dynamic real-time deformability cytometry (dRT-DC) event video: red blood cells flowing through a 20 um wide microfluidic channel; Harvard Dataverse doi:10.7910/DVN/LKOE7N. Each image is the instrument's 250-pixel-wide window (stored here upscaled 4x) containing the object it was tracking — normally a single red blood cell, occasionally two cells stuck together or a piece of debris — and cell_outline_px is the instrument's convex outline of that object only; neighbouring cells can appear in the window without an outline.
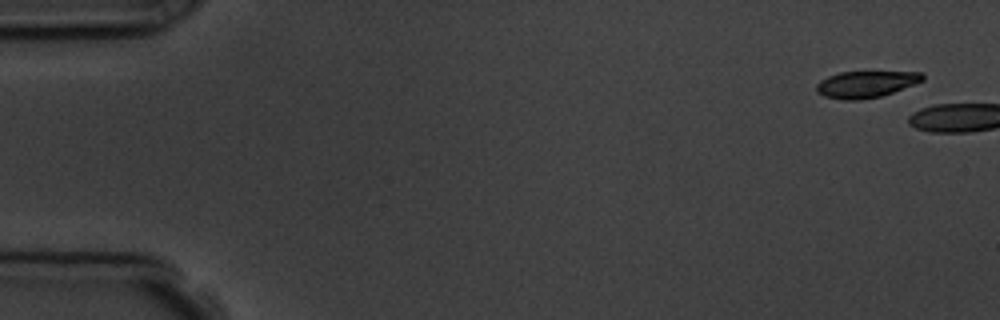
{"species": "common noctule bat (a hibernating species)", "species_latin": "Nyctalus noctula", "temperature_condition": "room temperature", "stored_images_in_passage": 2, "camera_frame_rate_fps": 3000, "um_per_image_px": 0.085, "animal": {"sex": "male", "body_mass_g": 19.5, "forearm_length_mm": 54.6}, "frame": {"image": 1, "passage_image": 1, "time_ms": 0.0, "image_size_px": [1000, 320], "cell_outline_px": [[924, 80], [892, 92], [880, 96], [860, 100], [844, 100], [824, 96], [816, 92], [816, 84], [820, 80], [828, 76], [840, 72], [920, 72], [924, 76]], "centroid_in_image_um": [73.55, 7.16], "position_along_channel_um": 11.4, "area_um2": 16.3}}